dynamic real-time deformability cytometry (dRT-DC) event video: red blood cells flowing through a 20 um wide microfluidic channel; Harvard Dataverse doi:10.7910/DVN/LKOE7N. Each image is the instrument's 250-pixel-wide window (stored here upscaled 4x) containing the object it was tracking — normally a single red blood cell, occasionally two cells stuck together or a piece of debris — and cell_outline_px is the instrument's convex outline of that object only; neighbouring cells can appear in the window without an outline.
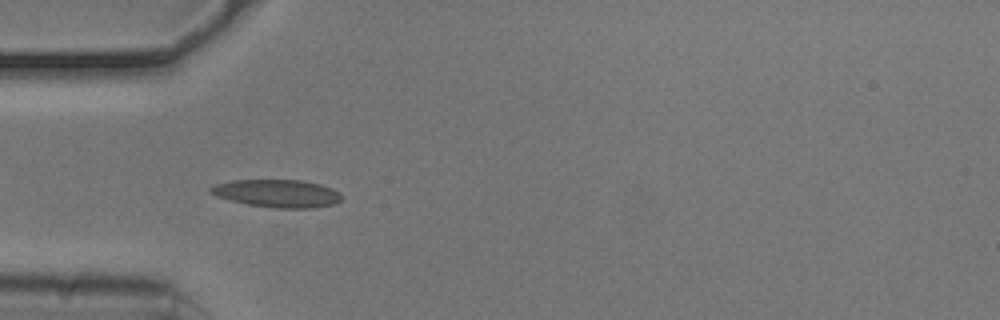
{"species": "common noctule bat (a hibernating species)", "species_latin": "Nyctalus noctula", "temperature_condition": "cold", "stored_images_in_passage": 41, "camera_frame_rate_fps": 3000, "um_per_image_px": 0.085, "animal": {"sex": "male", "body_mass_g": 20.5, "forearm_length_mm": 52.5}, "frame": {"image": 1, "passage_image": 3, "time_ms": 0.667, "image_size_px": [1000, 320], "cell_outline_px": [[340, 200], [336, 204], [312, 208], [272, 208], [248, 204], [216, 196], [208, 192], [208, 188], [212, 184], [232, 180], [300, 180], [320, 184], [332, 188], [340, 192]], "centroid_in_image_um": [23.54, 16.43], "position_along_channel_um": 61.5, "area_um2": 21.33}}
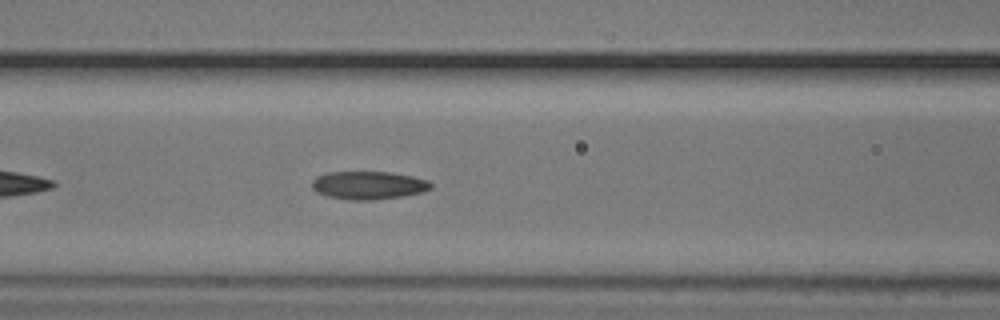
{"frame": {"image": 2, "passage_image": 9, "time_ms": 2.667, "image_size_px": [1000, 320], "cell_outline_px": [[432, 188], [424, 192], [404, 196], [372, 200], [352, 200], [328, 196], [316, 192], [312, 188], [312, 180], [316, 176], [328, 172], [388, 172], [412, 176], [428, 180], [432, 184]], "centroid_in_image_um": [31.33, 15.75], "position_along_channel_um": 135.3, "area_um2": 19.54}}
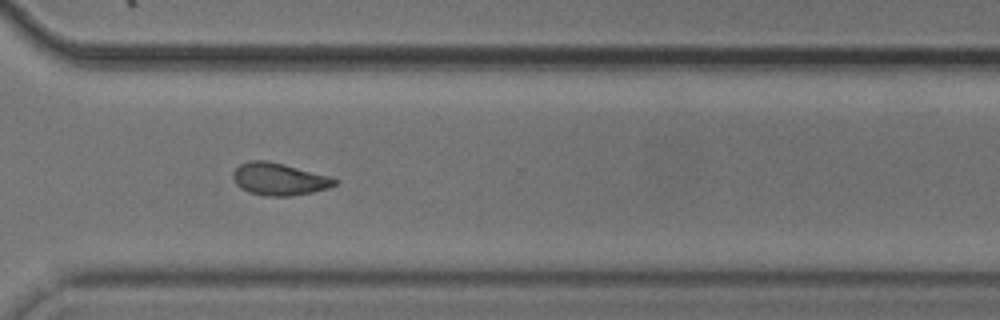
{"frame": {"image": 3, "passage_image": 26, "time_ms": 8.333, "image_size_px": [1000, 320], "cell_outline_px": [[340, 180], [336, 184], [328, 188], [312, 192], [292, 196], [264, 196], [248, 192], [240, 188], [236, 184], [232, 176], [232, 172], [240, 164], [252, 160], [264, 160], [284, 164], [328, 176]], "centroid_in_image_um": [23.7, 15.23], "position_along_channel_um": 346.9, "area_um2": 19.13}, "authors_computed_cell_mechanics": {"area_um2": 18.9006, "velocity_mm_per_s": 3.7511, "shape_relaxation_time_tau1_ms": null, "shape_relaxation_time_tau2_ms": 2.4124, "deformation_change_tau1": null, "deformation_change_tau2": 0.0733}}